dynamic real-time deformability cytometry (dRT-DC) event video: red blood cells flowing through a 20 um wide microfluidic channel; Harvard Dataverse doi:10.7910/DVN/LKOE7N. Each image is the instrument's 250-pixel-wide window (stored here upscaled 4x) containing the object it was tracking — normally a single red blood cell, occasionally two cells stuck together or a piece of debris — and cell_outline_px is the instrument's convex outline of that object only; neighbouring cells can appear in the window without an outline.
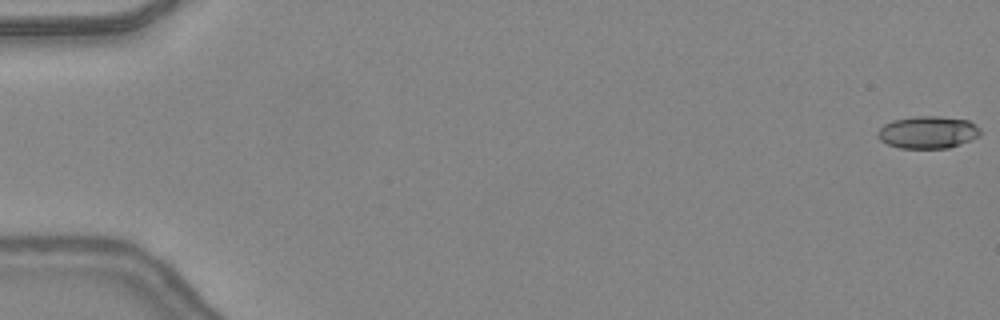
{"species": "common noctule bat (a hibernating species)", "species_latin": "Nyctalus noctula", "temperature_condition": "warm", "stored_images_in_passage": 48, "camera_frame_rate_fps": 3000, "um_per_image_px": 0.085, "animal": {"sex": "female", "body_mass_g": 24.6, "forearm_length_mm": 56.2}, "frame": {"image": 1, "passage_image": 1, "time_ms": 0.0, "image_size_px": [1000, 320], "cell_outline_px": [[980, 136], [960, 144], [948, 148], [900, 148], [888, 144], [880, 140], [876, 136], [876, 132], [884, 124], [892, 120], [916, 116], [940, 116], [968, 120], [976, 124], [980, 128]], "centroid_in_image_um": [78.86, 11.24], "position_along_channel_um": 6.1, "area_um2": 19.48}}
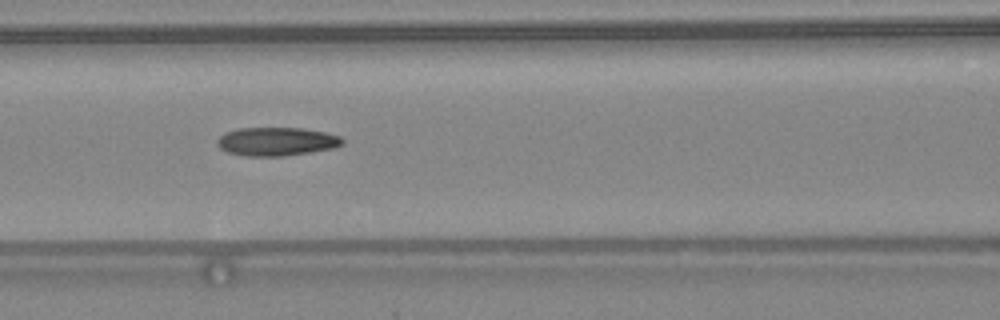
{"frame": {"image": 2, "passage_image": 22, "time_ms": 7.0, "image_size_px": [1000, 320], "cell_outline_px": [[344, 144], [336, 148], [284, 156], [244, 156], [228, 152], [220, 148], [216, 144], [216, 140], [224, 132], [236, 128], [300, 128], [324, 132], [340, 136], [344, 140]], "centroid_in_image_um": [23.5, 12.03], "position_along_channel_um": 143.1, "area_um2": 20.98}}
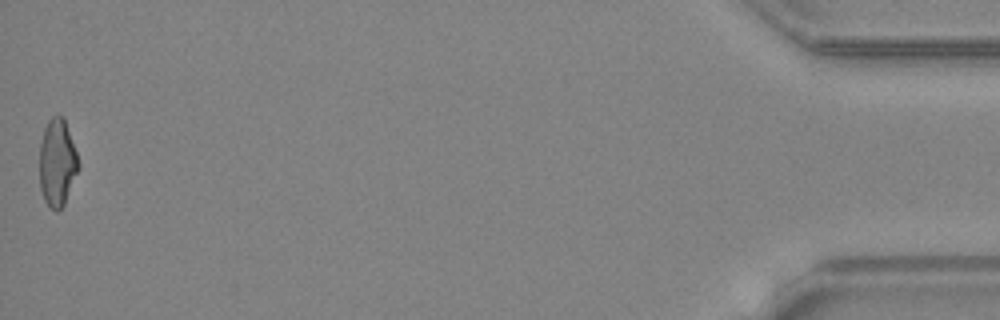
{"frame": {"image": 3, "passage_image": 48, "time_ms": 15.667, "image_size_px": [1000, 320], "cell_outline_px": [[80, 168], [64, 204], [56, 212], [48, 208], [44, 200], [40, 188], [40, 144], [44, 128], [48, 120], [52, 116], [64, 116], [80, 164]], "centroid_in_image_um": [4.87, 13.85], "position_along_channel_um": 430.3, "area_um2": 20.0}, "authors_computed_cell_mechanics": {"area_um2": 20.3167, "velocity_mm_per_s": 4.4241, "shape_relaxation_time_tau1_ms": null, "shape_relaxation_time_tau2_ms": 3.3203, "deformation_change_tau1": null, "deformation_change_tau2": 0.1334}}